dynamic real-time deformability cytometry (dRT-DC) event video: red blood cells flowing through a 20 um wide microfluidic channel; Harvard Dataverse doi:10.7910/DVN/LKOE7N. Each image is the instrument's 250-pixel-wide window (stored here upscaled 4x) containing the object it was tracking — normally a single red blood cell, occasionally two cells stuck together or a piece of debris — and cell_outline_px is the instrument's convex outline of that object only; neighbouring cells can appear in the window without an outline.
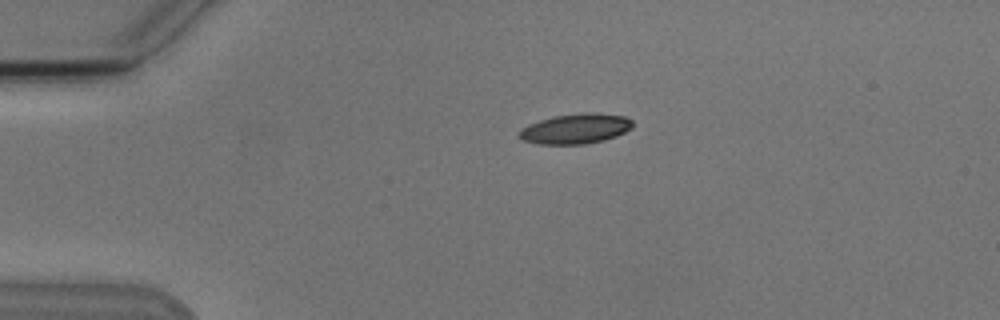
{"species": "Egyptian fruit bat (a non-hibernating species)", "species_latin": "Rousettus aegyptiacus", "temperature_condition": "cold", "stored_images_in_passage": 2, "camera_frame_rate_fps": 3000, "um_per_image_px": 0.085, "animal": {"sex": "male"}, "frame": {"image": 1, "passage_image": 1, "time_ms": 0.0, "image_size_px": [1000, 320], "cell_outline_px": [[632, 128], [616, 136], [604, 140], [584, 144], [536, 144], [524, 140], [516, 136], [520, 128], [528, 124], [552, 116], [588, 112], [596, 112], [624, 116], [632, 120]], "centroid_in_image_um": [48.89, 10.94], "position_along_channel_um": 36.1, "area_um2": 20.06}}